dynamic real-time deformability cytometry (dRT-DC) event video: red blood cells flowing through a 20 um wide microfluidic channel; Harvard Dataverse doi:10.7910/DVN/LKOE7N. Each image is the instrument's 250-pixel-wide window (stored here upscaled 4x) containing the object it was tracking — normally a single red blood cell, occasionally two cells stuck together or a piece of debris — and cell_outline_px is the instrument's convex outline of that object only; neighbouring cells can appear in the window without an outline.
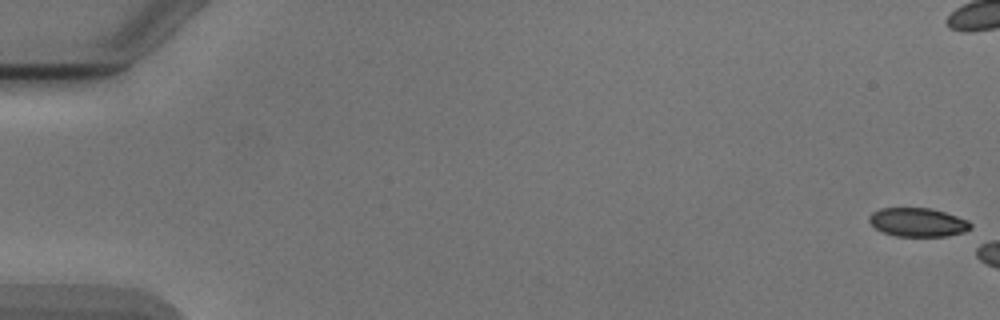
{"species": "Egyptian fruit bat (a non-hibernating species)", "species_latin": "Rousettus aegyptiacus", "temperature_condition": "cold", "stored_images_in_passage": 7, "camera_frame_rate_fps": 3000, "um_per_image_px": 0.085, "animal": {"sex": "male"}, "frame": {"image": 1, "passage_image": 1, "time_ms": 0.0, "image_size_px": [1000, 320], "cell_outline_px": [[972, 228], [964, 232], [948, 236], [896, 236], [884, 232], [876, 228], [868, 220], [868, 216], [872, 212], [880, 208], [928, 208], [944, 212], [968, 220], [972, 224]], "centroid_in_image_um": [78.02, 18.89], "position_along_channel_um": 7.0, "area_um2": 16.94}}